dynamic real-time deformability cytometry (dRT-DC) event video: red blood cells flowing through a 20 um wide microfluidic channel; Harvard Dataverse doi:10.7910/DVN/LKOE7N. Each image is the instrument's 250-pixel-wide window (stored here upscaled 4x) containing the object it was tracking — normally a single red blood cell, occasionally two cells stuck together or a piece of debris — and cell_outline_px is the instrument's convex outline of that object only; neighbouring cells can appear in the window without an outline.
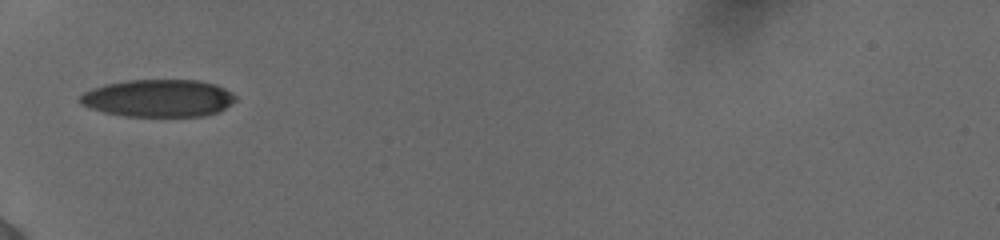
{"species": "human", "species_latin": "Homo sapiens", "temperature_condition": "cold", "stored_images_in_passage": 34, "camera_frame_rate_fps": 3000, "um_per_image_px": 0.085, "donor": {"sex": "female"}, "frame": {"image": 1, "passage_image": 1, "time_ms": 0.0, "image_size_px": [1000, 240], "cell_outline_px": [[236, 100], [232, 104], [220, 112], [204, 116], [124, 116], [104, 112], [88, 108], [80, 104], [80, 96], [84, 92], [92, 88], [104, 84], [128, 80], [200, 80], [216, 84], [232, 92], [236, 96]], "centroid_in_image_um": [13.48, 8.34], "position_along_channel_um": 71.5, "area_um2": 34.28}}
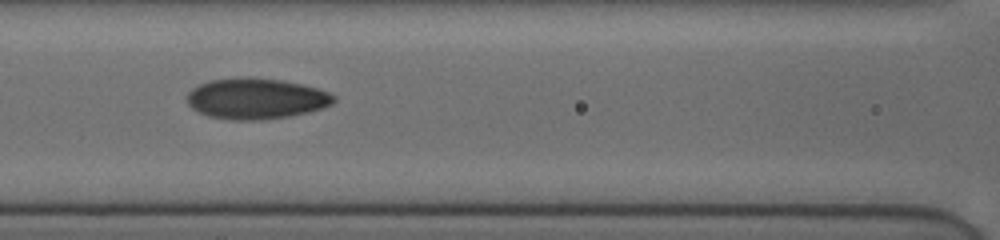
{"frame": {"image": 2, "passage_image": 10, "time_ms": 2.0, "image_size_px": [1000, 240], "cell_outline_px": [[336, 100], [332, 104], [308, 112], [288, 116], [260, 120], [232, 120], [208, 116], [192, 108], [188, 104], [188, 92], [192, 88], [200, 84], [212, 80], [236, 76], [252, 76], [280, 80], [300, 84], [316, 88], [328, 92], [336, 96]], "centroid_in_image_um": [21.75, 8.37], "position_along_channel_um": 144.8, "area_um2": 34.97}}
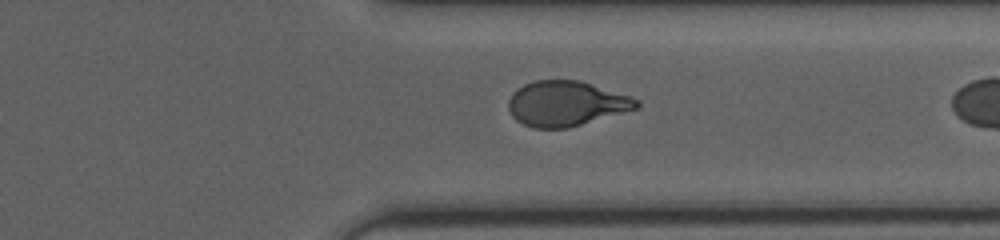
{"frame": {"image": 3, "passage_image": 31, "time_ms": 6.667, "image_size_px": [1000, 240], "cell_outline_px": [[640, 108], [568, 128], [532, 128], [516, 120], [512, 116], [508, 108], [508, 100], [512, 92], [524, 84], [536, 80], [580, 80], [640, 100]], "centroid_in_image_um": [48.11, 8.81], "position_along_channel_um": 363.3, "area_um2": 33.7}}